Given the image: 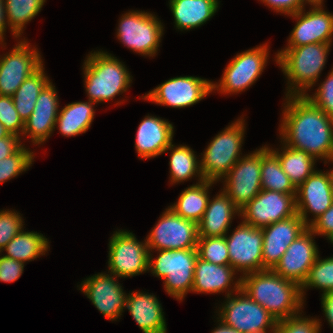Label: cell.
<instances>
[{
  "label": "cell",
  "instance_id": "cell-1",
  "mask_svg": "<svg viewBox=\"0 0 333 333\" xmlns=\"http://www.w3.org/2000/svg\"><path fill=\"white\" fill-rule=\"evenodd\" d=\"M281 143L333 163V119L305 96H286Z\"/></svg>",
  "mask_w": 333,
  "mask_h": 333
},
{
  "label": "cell",
  "instance_id": "cell-2",
  "mask_svg": "<svg viewBox=\"0 0 333 333\" xmlns=\"http://www.w3.org/2000/svg\"><path fill=\"white\" fill-rule=\"evenodd\" d=\"M240 278L241 289L277 321L303 312L301 287L296 282L282 278L273 270L257 271Z\"/></svg>",
  "mask_w": 333,
  "mask_h": 333
},
{
  "label": "cell",
  "instance_id": "cell-3",
  "mask_svg": "<svg viewBox=\"0 0 333 333\" xmlns=\"http://www.w3.org/2000/svg\"><path fill=\"white\" fill-rule=\"evenodd\" d=\"M331 45V43H312L278 51L275 61L289 84L286 96H304L307 90L318 82Z\"/></svg>",
  "mask_w": 333,
  "mask_h": 333
},
{
  "label": "cell",
  "instance_id": "cell-4",
  "mask_svg": "<svg viewBox=\"0 0 333 333\" xmlns=\"http://www.w3.org/2000/svg\"><path fill=\"white\" fill-rule=\"evenodd\" d=\"M83 64L85 91L94 103L107 102L129 89L132 77L124 63L105 51H92Z\"/></svg>",
  "mask_w": 333,
  "mask_h": 333
},
{
  "label": "cell",
  "instance_id": "cell-5",
  "mask_svg": "<svg viewBox=\"0 0 333 333\" xmlns=\"http://www.w3.org/2000/svg\"><path fill=\"white\" fill-rule=\"evenodd\" d=\"M158 257L149 252L148 271L164 280L168 295L182 301L192 291L197 249L157 250Z\"/></svg>",
  "mask_w": 333,
  "mask_h": 333
},
{
  "label": "cell",
  "instance_id": "cell-6",
  "mask_svg": "<svg viewBox=\"0 0 333 333\" xmlns=\"http://www.w3.org/2000/svg\"><path fill=\"white\" fill-rule=\"evenodd\" d=\"M245 120L240 117L224 128L209 143L200 160L201 174L204 180L218 182L242 157L241 147L244 141Z\"/></svg>",
  "mask_w": 333,
  "mask_h": 333
},
{
  "label": "cell",
  "instance_id": "cell-7",
  "mask_svg": "<svg viewBox=\"0 0 333 333\" xmlns=\"http://www.w3.org/2000/svg\"><path fill=\"white\" fill-rule=\"evenodd\" d=\"M235 295L226 296L217 319L241 333H267L266 329L274 333L278 321L265 308L242 289Z\"/></svg>",
  "mask_w": 333,
  "mask_h": 333
},
{
  "label": "cell",
  "instance_id": "cell-8",
  "mask_svg": "<svg viewBox=\"0 0 333 333\" xmlns=\"http://www.w3.org/2000/svg\"><path fill=\"white\" fill-rule=\"evenodd\" d=\"M120 18L117 39L140 55L156 56L164 32L161 20L154 14L138 10L122 14Z\"/></svg>",
  "mask_w": 333,
  "mask_h": 333
},
{
  "label": "cell",
  "instance_id": "cell-9",
  "mask_svg": "<svg viewBox=\"0 0 333 333\" xmlns=\"http://www.w3.org/2000/svg\"><path fill=\"white\" fill-rule=\"evenodd\" d=\"M144 241L139 242L130 231L114 232L108 244V273L127 278L147 272L149 248Z\"/></svg>",
  "mask_w": 333,
  "mask_h": 333
},
{
  "label": "cell",
  "instance_id": "cell-10",
  "mask_svg": "<svg viewBox=\"0 0 333 333\" xmlns=\"http://www.w3.org/2000/svg\"><path fill=\"white\" fill-rule=\"evenodd\" d=\"M268 44L237 54L224 69L220 83H212V91L237 94L245 91L258 80L269 57Z\"/></svg>",
  "mask_w": 333,
  "mask_h": 333
},
{
  "label": "cell",
  "instance_id": "cell-11",
  "mask_svg": "<svg viewBox=\"0 0 333 333\" xmlns=\"http://www.w3.org/2000/svg\"><path fill=\"white\" fill-rule=\"evenodd\" d=\"M198 237V224L184 219L168 207L147 235L146 242L149 252L197 249Z\"/></svg>",
  "mask_w": 333,
  "mask_h": 333
},
{
  "label": "cell",
  "instance_id": "cell-12",
  "mask_svg": "<svg viewBox=\"0 0 333 333\" xmlns=\"http://www.w3.org/2000/svg\"><path fill=\"white\" fill-rule=\"evenodd\" d=\"M261 148L241 157L222 178L223 191L242 209L261 190Z\"/></svg>",
  "mask_w": 333,
  "mask_h": 333
},
{
  "label": "cell",
  "instance_id": "cell-13",
  "mask_svg": "<svg viewBox=\"0 0 333 333\" xmlns=\"http://www.w3.org/2000/svg\"><path fill=\"white\" fill-rule=\"evenodd\" d=\"M225 235L228 247L231 267L244 276L263 270L262 247L263 231L262 228L241 222L233 233Z\"/></svg>",
  "mask_w": 333,
  "mask_h": 333
},
{
  "label": "cell",
  "instance_id": "cell-14",
  "mask_svg": "<svg viewBox=\"0 0 333 333\" xmlns=\"http://www.w3.org/2000/svg\"><path fill=\"white\" fill-rule=\"evenodd\" d=\"M212 83L194 76L175 77L161 83L142 98L162 106L185 108L212 93Z\"/></svg>",
  "mask_w": 333,
  "mask_h": 333
},
{
  "label": "cell",
  "instance_id": "cell-15",
  "mask_svg": "<svg viewBox=\"0 0 333 333\" xmlns=\"http://www.w3.org/2000/svg\"><path fill=\"white\" fill-rule=\"evenodd\" d=\"M296 194H284L271 190H261L249 203L240 209L242 222L263 228L280 220L294 216Z\"/></svg>",
  "mask_w": 333,
  "mask_h": 333
},
{
  "label": "cell",
  "instance_id": "cell-16",
  "mask_svg": "<svg viewBox=\"0 0 333 333\" xmlns=\"http://www.w3.org/2000/svg\"><path fill=\"white\" fill-rule=\"evenodd\" d=\"M26 39L0 56V95L13 96L20 85L42 64V57L35 47H31Z\"/></svg>",
  "mask_w": 333,
  "mask_h": 333
},
{
  "label": "cell",
  "instance_id": "cell-17",
  "mask_svg": "<svg viewBox=\"0 0 333 333\" xmlns=\"http://www.w3.org/2000/svg\"><path fill=\"white\" fill-rule=\"evenodd\" d=\"M116 278L113 274L98 273L83 280L79 286V290L110 321L121 317L128 296Z\"/></svg>",
  "mask_w": 333,
  "mask_h": 333
},
{
  "label": "cell",
  "instance_id": "cell-18",
  "mask_svg": "<svg viewBox=\"0 0 333 333\" xmlns=\"http://www.w3.org/2000/svg\"><path fill=\"white\" fill-rule=\"evenodd\" d=\"M315 236L308 227L288 246L273 271L301 286L319 254Z\"/></svg>",
  "mask_w": 333,
  "mask_h": 333
},
{
  "label": "cell",
  "instance_id": "cell-19",
  "mask_svg": "<svg viewBox=\"0 0 333 333\" xmlns=\"http://www.w3.org/2000/svg\"><path fill=\"white\" fill-rule=\"evenodd\" d=\"M305 12L304 8L289 16L296 19L287 47L294 48L312 43H332L333 14L325 11L322 5L311 6Z\"/></svg>",
  "mask_w": 333,
  "mask_h": 333
},
{
  "label": "cell",
  "instance_id": "cell-20",
  "mask_svg": "<svg viewBox=\"0 0 333 333\" xmlns=\"http://www.w3.org/2000/svg\"><path fill=\"white\" fill-rule=\"evenodd\" d=\"M296 212L309 227L333 203L329 171L315 170L296 189ZM308 212L314 219H308Z\"/></svg>",
  "mask_w": 333,
  "mask_h": 333
},
{
  "label": "cell",
  "instance_id": "cell-21",
  "mask_svg": "<svg viewBox=\"0 0 333 333\" xmlns=\"http://www.w3.org/2000/svg\"><path fill=\"white\" fill-rule=\"evenodd\" d=\"M307 228L308 226L297 213L263 227V270H273L288 246Z\"/></svg>",
  "mask_w": 333,
  "mask_h": 333
},
{
  "label": "cell",
  "instance_id": "cell-22",
  "mask_svg": "<svg viewBox=\"0 0 333 333\" xmlns=\"http://www.w3.org/2000/svg\"><path fill=\"white\" fill-rule=\"evenodd\" d=\"M55 86L49 82L40 92L35 108L25 122L22 136L31 138L33 145L45 142L55 129L59 101Z\"/></svg>",
  "mask_w": 333,
  "mask_h": 333
},
{
  "label": "cell",
  "instance_id": "cell-23",
  "mask_svg": "<svg viewBox=\"0 0 333 333\" xmlns=\"http://www.w3.org/2000/svg\"><path fill=\"white\" fill-rule=\"evenodd\" d=\"M174 126L159 117L145 116L138 126L135 149L141 159L155 158L172 144Z\"/></svg>",
  "mask_w": 333,
  "mask_h": 333
},
{
  "label": "cell",
  "instance_id": "cell-24",
  "mask_svg": "<svg viewBox=\"0 0 333 333\" xmlns=\"http://www.w3.org/2000/svg\"><path fill=\"white\" fill-rule=\"evenodd\" d=\"M236 273L231 265H217L198 257L195 263L191 292L217 294L228 290L225 296H229L234 291L238 292L241 289V278H238L236 282L234 281ZM231 286L233 289H230Z\"/></svg>",
  "mask_w": 333,
  "mask_h": 333
},
{
  "label": "cell",
  "instance_id": "cell-25",
  "mask_svg": "<svg viewBox=\"0 0 333 333\" xmlns=\"http://www.w3.org/2000/svg\"><path fill=\"white\" fill-rule=\"evenodd\" d=\"M143 333H166L163 308L155 295L132 292L127 296L126 308Z\"/></svg>",
  "mask_w": 333,
  "mask_h": 333
},
{
  "label": "cell",
  "instance_id": "cell-26",
  "mask_svg": "<svg viewBox=\"0 0 333 333\" xmlns=\"http://www.w3.org/2000/svg\"><path fill=\"white\" fill-rule=\"evenodd\" d=\"M236 214L240 215V209L224 191L219 192L213 200L209 198L204 215L198 223V236H225Z\"/></svg>",
  "mask_w": 333,
  "mask_h": 333
},
{
  "label": "cell",
  "instance_id": "cell-27",
  "mask_svg": "<svg viewBox=\"0 0 333 333\" xmlns=\"http://www.w3.org/2000/svg\"><path fill=\"white\" fill-rule=\"evenodd\" d=\"M169 7L177 29L190 30L200 27L215 15L218 0H169Z\"/></svg>",
  "mask_w": 333,
  "mask_h": 333
},
{
  "label": "cell",
  "instance_id": "cell-28",
  "mask_svg": "<svg viewBox=\"0 0 333 333\" xmlns=\"http://www.w3.org/2000/svg\"><path fill=\"white\" fill-rule=\"evenodd\" d=\"M96 103L72 102L59 111L55 122V128L66 137L76 136L85 133L91 126L94 119Z\"/></svg>",
  "mask_w": 333,
  "mask_h": 333
},
{
  "label": "cell",
  "instance_id": "cell-29",
  "mask_svg": "<svg viewBox=\"0 0 333 333\" xmlns=\"http://www.w3.org/2000/svg\"><path fill=\"white\" fill-rule=\"evenodd\" d=\"M216 182L203 180L184 189L171 208L177 215L197 224L201 221L210 198L208 189Z\"/></svg>",
  "mask_w": 333,
  "mask_h": 333
},
{
  "label": "cell",
  "instance_id": "cell-30",
  "mask_svg": "<svg viewBox=\"0 0 333 333\" xmlns=\"http://www.w3.org/2000/svg\"><path fill=\"white\" fill-rule=\"evenodd\" d=\"M281 151L269 150L278 158L282 170L297 189L314 171L316 159L303 150L291 148L282 143Z\"/></svg>",
  "mask_w": 333,
  "mask_h": 333
},
{
  "label": "cell",
  "instance_id": "cell-31",
  "mask_svg": "<svg viewBox=\"0 0 333 333\" xmlns=\"http://www.w3.org/2000/svg\"><path fill=\"white\" fill-rule=\"evenodd\" d=\"M49 245V240L43 234L35 231L26 232L22 229L5 246L3 251L7 252L4 256L26 263L27 261H34L40 255H45L50 247Z\"/></svg>",
  "mask_w": 333,
  "mask_h": 333
},
{
  "label": "cell",
  "instance_id": "cell-32",
  "mask_svg": "<svg viewBox=\"0 0 333 333\" xmlns=\"http://www.w3.org/2000/svg\"><path fill=\"white\" fill-rule=\"evenodd\" d=\"M43 66L44 64L25 79L12 96L15 109L24 122L32 114L40 92L50 82Z\"/></svg>",
  "mask_w": 333,
  "mask_h": 333
},
{
  "label": "cell",
  "instance_id": "cell-33",
  "mask_svg": "<svg viewBox=\"0 0 333 333\" xmlns=\"http://www.w3.org/2000/svg\"><path fill=\"white\" fill-rule=\"evenodd\" d=\"M175 147V148H174ZM170 153V184H176L191 179L198 174V183L204 178L201 174L200 160L187 145L175 146L173 143L165 150Z\"/></svg>",
  "mask_w": 333,
  "mask_h": 333
},
{
  "label": "cell",
  "instance_id": "cell-34",
  "mask_svg": "<svg viewBox=\"0 0 333 333\" xmlns=\"http://www.w3.org/2000/svg\"><path fill=\"white\" fill-rule=\"evenodd\" d=\"M260 173L262 190L296 194V188L282 170L278 158L269 150L268 146L261 147Z\"/></svg>",
  "mask_w": 333,
  "mask_h": 333
},
{
  "label": "cell",
  "instance_id": "cell-35",
  "mask_svg": "<svg viewBox=\"0 0 333 333\" xmlns=\"http://www.w3.org/2000/svg\"><path fill=\"white\" fill-rule=\"evenodd\" d=\"M45 2V0H4L7 22L15 38L21 37L25 25L38 15Z\"/></svg>",
  "mask_w": 333,
  "mask_h": 333
},
{
  "label": "cell",
  "instance_id": "cell-36",
  "mask_svg": "<svg viewBox=\"0 0 333 333\" xmlns=\"http://www.w3.org/2000/svg\"><path fill=\"white\" fill-rule=\"evenodd\" d=\"M300 287L303 300L306 294L304 290L308 288L321 289L322 294L333 292V256L320 259L318 255Z\"/></svg>",
  "mask_w": 333,
  "mask_h": 333
},
{
  "label": "cell",
  "instance_id": "cell-37",
  "mask_svg": "<svg viewBox=\"0 0 333 333\" xmlns=\"http://www.w3.org/2000/svg\"><path fill=\"white\" fill-rule=\"evenodd\" d=\"M198 257L217 265H230L225 236L198 237Z\"/></svg>",
  "mask_w": 333,
  "mask_h": 333
},
{
  "label": "cell",
  "instance_id": "cell-38",
  "mask_svg": "<svg viewBox=\"0 0 333 333\" xmlns=\"http://www.w3.org/2000/svg\"><path fill=\"white\" fill-rule=\"evenodd\" d=\"M22 145L14 154L0 160V184L27 171L34 161V152Z\"/></svg>",
  "mask_w": 333,
  "mask_h": 333
},
{
  "label": "cell",
  "instance_id": "cell-39",
  "mask_svg": "<svg viewBox=\"0 0 333 333\" xmlns=\"http://www.w3.org/2000/svg\"><path fill=\"white\" fill-rule=\"evenodd\" d=\"M299 313L278 321L274 333H319L321 322L317 318H308ZM301 315V316H300Z\"/></svg>",
  "mask_w": 333,
  "mask_h": 333
},
{
  "label": "cell",
  "instance_id": "cell-40",
  "mask_svg": "<svg viewBox=\"0 0 333 333\" xmlns=\"http://www.w3.org/2000/svg\"><path fill=\"white\" fill-rule=\"evenodd\" d=\"M0 123L7 132L19 138L24 132L25 122L15 109L11 96L0 95Z\"/></svg>",
  "mask_w": 333,
  "mask_h": 333
},
{
  "label": "cell",
  "instance_id": "cell-41",
  "mask_svg": "<svg viewBox=\"0 0 333 333\" xmlns=\"http://www.w3.org/2000/svg\"><path fill=\"white\" fill-rule=\"evenodd\" d=\"M23 219L17 211H0V254L5 246L14 238L24 227Z\"/></svg>",
  "mask_w": 333,
  "mask_h": 333
},
{
  "label": "cell",
  "instance_id": "cell-42",
  "mask_svg": "<svg viewBox=\"0 0 333 333\" xmlns=\"http://www.w3.org/2000/svg\"><path fill=\"white\" fill-rule=\"evenodd\" d=\"M304 96L333 119V68L314 94Z\"/></svg>",
  "mask_w": 333,
  "mask_h": 333
},
{
  "label": "cell",
  "instance_id": "cell-43",
  "mask_svg": "<svg viewBox=\"0 0 333 333\" xmlns=\"http://www.w3.org/2000/svg\"><path fill=\"white\" fill-rule=\"evenodd\" d=\"M23 271V262L16 261L4 255L0 257V281L6 283L17 281L22 275Z\"/></svg>",
  "mask_w": 333,
  "mask_h": 333
},
{
  "label": "cell",
  "instance_id": "cell-44",
  "mask_svg": "<svg viewBox=\"0 0 333 333\" xmlns=\"http://www.w3.org/2000/svg\"><path fill=\"white\" fill-rule=\"evenodd\" d=\"M309 228L315 235H323L329 241L333 238V203Z\"/></svg>",
  "mask_w": 333,
  "mask_h": 333
},
{
  "label": "cell",
  "instance_id": "cell-45",
  "mask_svg": "<svg viewBox=\"0 0 333 333\" xmlns=\"http://www.w3.org/2000/svg\"><path fill=\"white\" fill-rule=\"evenodd\" d=\"M278 13L291 15L305 8L302 0H259Z\"/></svg>",
  "mask_w": 333,
  "mask_h": 333
},
{
  "label": "cell",
  "instance_id": "cell-46",
  "mask_svg": "<svg viewBox=\"0 0 333 333\" xmlns=\"http://www.w3.org/2000/svg\"><path fill=\"white\" fill-rule=\"evenodd\" d=\"M21 138L9 135L0 139V160L14 154L21 146Z\"/></svg>",
  "mask_w": 333,
  "mask_h": 333
},
{
  "label": "cell",
  "instance_id": "cell-47",
  "mask_svg": "<svg viewBox=\"0 0 333 333\" xmlns=\"http://www.w3.org/2000/svg\"><path fill=\"white\" fill-rule=\"evenodd\" d=\"M321 300V307L326 320L333 329V292L322 294Z\"/></svg>",
  "mask_w": 333,
  "mask_h": 333
},
{
  "label": "cell",
  "instance_id": "cell-48",
  "mask_svg": "<svg viewBox=\"0 0 333 333\" xmlns=\"http://www.w3.org/2000/svg\"><path fill=\"white\" fill-rule=\"evenodd\" d=\"M7 20V16H6V11H5V6H4V0H0V46L2 45L3 47L4 44V35L6 32V28L7 26L9 27Z\"/></svg>",
  "mask_w": 333,
  "mask_h": 333
},
{
  "label": "cell",
  "instance_id": "cell-49",
  "mask_svg": "<svg viewBox=\"0 0 333 333\" xmlns=\"http://www.w3.org/2000/svg\"><path fill=\"white\" fill-rule=\"evenodd\" d=\"M218 326L212 331V333H241L238 330L225 325L221 320H217Z\"/></svg>",
  "mask_w": 333,
  "mask_h": 333
},
{
  "label": "cell",
  "instance_id": "cell-50",
  "mask_svg": "<svg viewBox=\"0 0 333 333\" xmlns=\"http://www.w3.org/2000/svg\"><path fill=\"white\" fill-rule=\"evenodd\" d=\"M302 2L306 5L307 3L310 6H315V5H322L323 6V0H302Z\"/></svg>",
  "mask_w": 333,
  "mask_h": 333
},
{
  "label": "cell",
  "instance_id": "cell-51",
  "mask_svg": "<svg viewBox=\"0 0 333 333\" xmlns=\"http://www.w3.org/2000/svg\"><path fill=\"white\" fill-rule=\"evenodd\" d=\"M10 134L7 132L5 127L0 123V139L9 136Z\"/></svg>",
  "mask_w": 333,
  "mask_h": 333
},
{
  "label": "cell",
  "instance_id": "cell-52",
  "mask_svg": "<svg viewBox=\"0 0 333 333\" xmlns=\"http://www.w3.org/2000/svg\"><path fill=\"white\" fill-rule=\"evenodd\" d=\"M330 170H329L330 184H331V189H332V193H333V169H330Z\"/></svg>",
  "mask_w": 333,
  "mask_h": 333
}]
</instances>
